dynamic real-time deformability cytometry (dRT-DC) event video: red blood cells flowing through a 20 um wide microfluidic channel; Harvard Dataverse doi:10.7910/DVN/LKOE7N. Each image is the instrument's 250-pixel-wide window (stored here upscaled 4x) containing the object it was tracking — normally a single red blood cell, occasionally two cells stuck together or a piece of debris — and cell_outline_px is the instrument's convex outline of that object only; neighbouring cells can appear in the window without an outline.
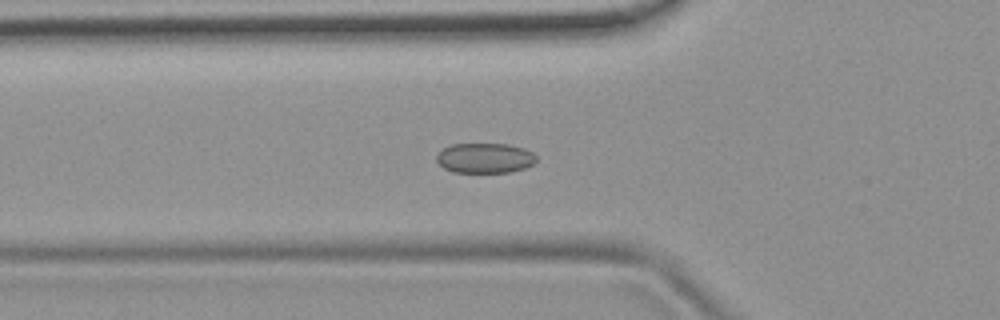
{"species": "common noctule bat (a hibernating species)", "species_latin": "Nyctalus noctula", "temperature_condition": "room temperature", "stored_images_in_passage": 55, "camera_frame_rate_fps": 3000, "um_per_image_px": 0.085, "animal": {"sex": "female", "body_mass_g": 19.9}, "frame": {"image": 1, "passage_image": 20, "time_ms": 6.333, "image_size_px": [1000, 320], "cell_outline_px": [[536, 160], [532, 164], [524, 168], [512, 172], [452, 172], [444, 168], [436, 160], [436, 156], [444, 148], [452, 144], [508, 144], [524, 148], [532, 152], [536, 156]], "centroid_in_image_um": [41.22, 13.43], "position_along_channel_um": 84.6, "area_um2": 17.4}}
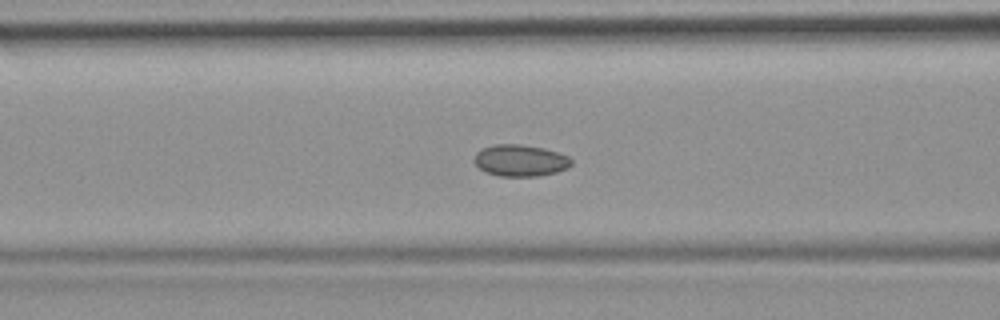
{"frame": {"image": 2, "passage_image": 23, "time_ms": 7.333, "image_size_px": [1000, 320], "cell_outline_px": [[572, 164], [568, 168], [556, 172], [540, 176], [500, 176], [484, 172], [472, 160], [476, 152], [484, 148], [496, 144], [520, 144], [544, 148], [568, 156], [572, 160]], "centroid_in_image_um": [44.22, 13.65], "position_along_channel_um": 122.4, "area_um2": 17.98}}
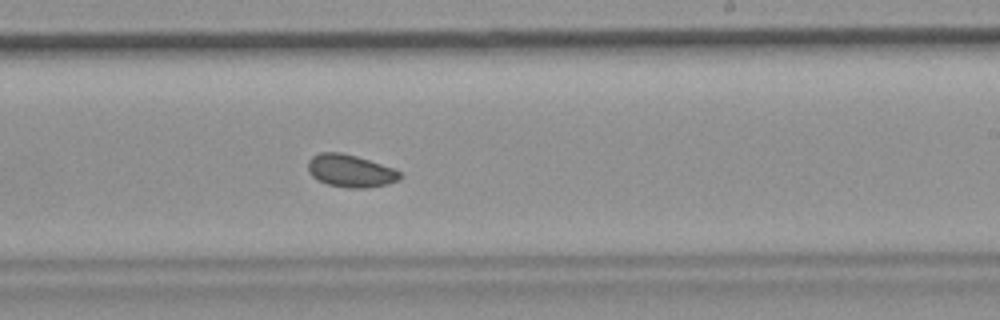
{"frame": {"image": 3, "passage_image": 34, "time_ms": 11.0, "image_size_px": [1000, 320], "cell_outline_px": [[404, 176], [400, 180], [388, 184], [364, 188], [348, 188], [328, 184], [316, 180], [308, 172], [308, 160], [312, 156], [320, 152], [340, 152], [356, 156], [396, 168]], "centroid_in_image_um": [29.81, 14.52], "position_along_channel_um": 259.2, "area_um2": 17.74}, "authors_computed_cell_mechanics": {"area_um2": 17.9758, "velocity_mm_per_s": 3.7476, "shape_relaxation_time_tau1_ms": 0.816, "shape_relaxation_time_tau2_ms": 7.9718, "deformation_change_tau1": 0.0307, "deformation_change_tau2": 0.097}}